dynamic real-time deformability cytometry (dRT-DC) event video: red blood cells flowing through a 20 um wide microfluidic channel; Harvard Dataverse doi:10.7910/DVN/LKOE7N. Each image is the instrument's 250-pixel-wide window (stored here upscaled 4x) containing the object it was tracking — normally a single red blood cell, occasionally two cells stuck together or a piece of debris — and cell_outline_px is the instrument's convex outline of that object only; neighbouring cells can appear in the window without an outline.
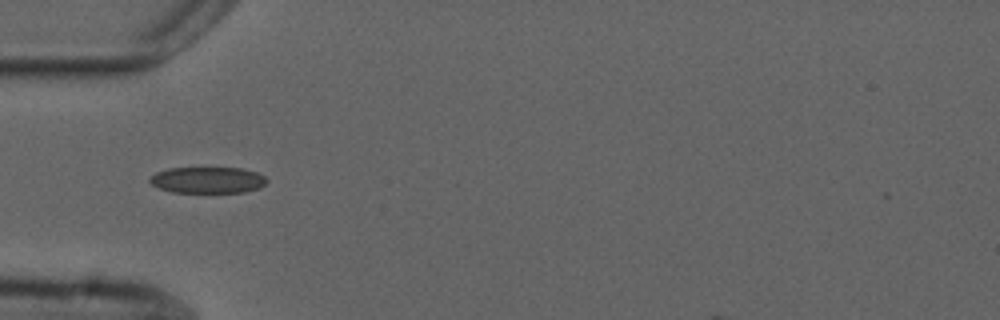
{"species": "common noctule bat (a hibernating species)", "species_latin": "Nyctalus noctula", "temperature_condition": "cold", "stored_images_in_passage": 31, "camera_frame_rate_fps": 3000, "um_per_image_px": 0.085, "animal": {"sex": "male", "forearm_length_mm": 52.5}, "frame": {"image": 1, "passage_image": 1, "time_ms": 0.0, "image_size_px": [1000, 320], "cell_outline_px": [[268, 180], [260, 188], [244, 192], [172, 192], [160, 188], [152, 184], [148, 180], [156, 172], [168, 168], [240, 168], [256, 172], [264, 176]], "centroid_in_image_um": [17.66, 15.3], "position_along_channel_um": 67.3, "area_um2": 17.8}}
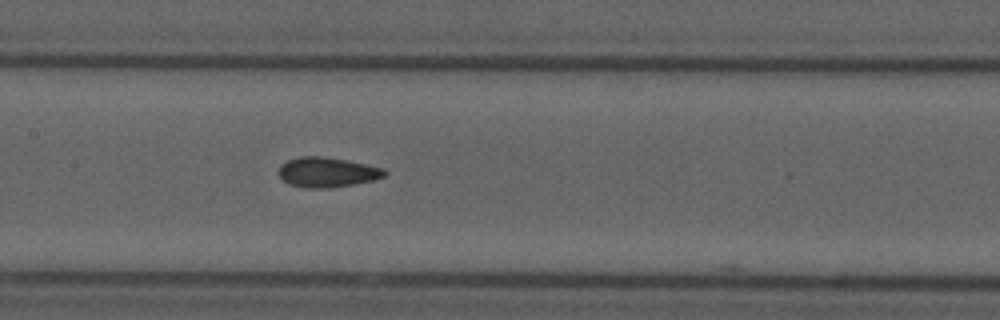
{"frame": {"image": 2, "passage_image": 10, "time_ms": 3.0, "image_size_px": [1000, 320], "cell_outline_px": [[388, 172], [384, 176], [372, 180], [352, 184], [328, 188], [308, 188], [288, 184], [280, 180], [276, 172], [280, 164], [288, 160], [300, 156], [320, 156], [348, 160], [384, 168]], "centroid_in_image_um": [27.74, 14.63], "position_along_channel_um": 179.7, "area_um2": 18.67}}
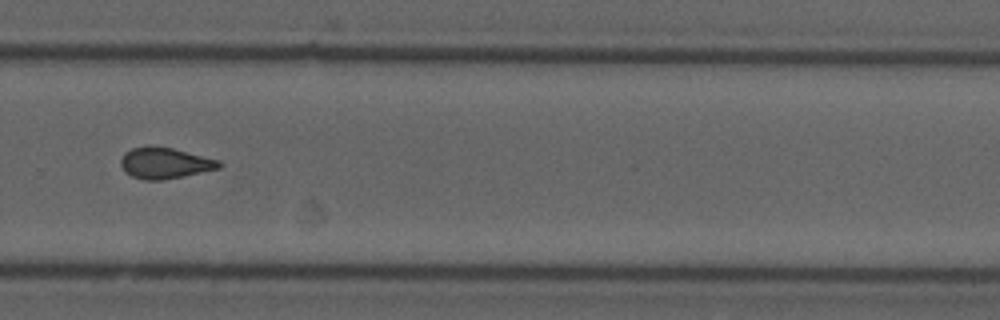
{"frame": {"image": 3, "passage_image": 21, "time_ms": 6.667, "image_size_px": [1000, 320], "cell_outline_px": [[224, 164], [220, 168], [160, 180], [144, 180], [132, 176], [124, 172], [120, 164], [120, 160], [124, 152], [132, 148], [148, 144], [152, 144], [172, 148], [220, 160]], "centroid_in_image_um": [13.97, 13.83], "position_along_channel_um": 315.8, "area_um2": 17.98}, "authors_computed_cell_mechanics": {"area_um2": 17.7446, "velocity_mm_per_s": 3.7258, "shape_relaxation_time_tau1_ms": null, "shape_relaxation_time_tau2_ms": 2.8892, "deformation_change_tau1": null, "deformation_change_tau2": 0.082}}